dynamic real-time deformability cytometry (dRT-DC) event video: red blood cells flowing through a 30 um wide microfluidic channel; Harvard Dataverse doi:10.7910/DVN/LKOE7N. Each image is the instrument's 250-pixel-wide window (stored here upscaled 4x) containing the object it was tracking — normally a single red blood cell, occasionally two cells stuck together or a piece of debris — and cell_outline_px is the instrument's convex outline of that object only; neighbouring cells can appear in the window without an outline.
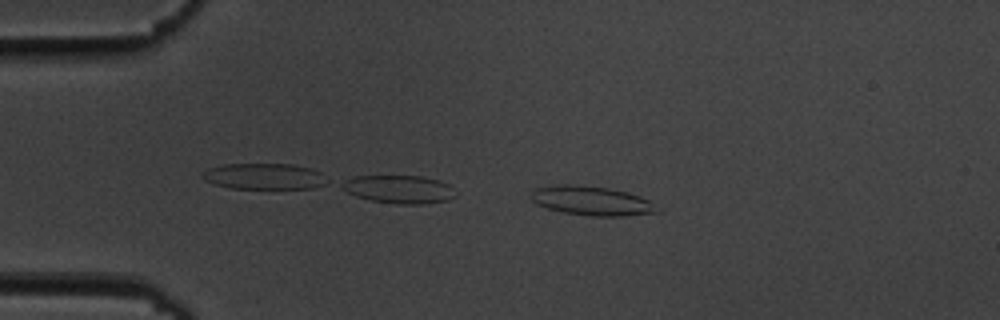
{"species": "common noctule bat (a hibernating species)", "species_latin": "Nyctalus noctula", "temperature_condition": "cold", "stored_images_in_passage": 46, "camera_frame_rate_fps": 3000, "um_per_image_px": 0.085, "animal": {"sex": "male", "body_mass_g": 19.5, "forearm_length_mm": 54.6}, "frame": {"image": 1, "passage_image": 3, "time_ms": 0.667, "image_size_px": [1000, 320], "cell_outline_px": [[660, 212], [620, 216], [592, 216], [564, 212], [548, 208], [536, 204], [532, 200], [532, 192], [536, 188], [560, 184], [568, 184], [608, 188], [628, 192], [640, 196], [648, 200]], "centroid_in_image_um": [50.28, 17.07], "position_along_channel_um": 34.7, "area_um2": 21.1}}
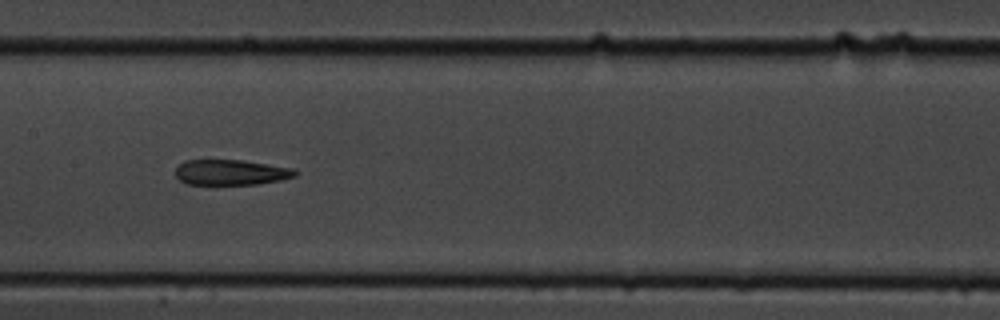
{"frame": {"image": 2, "passage_image": 19, "time_ms": 6.0, "image_size_px": [1000, 320], "cell_outline_px": [[296, 176], [280, 180], [256, 184], [188, 184], [180, 180], [176, 176], [176, 168], [184, 160], [240, 160], [292, 168], [296, 172]], "centroid_in_image_um": [19.6, 14.65], "position_along_channel_um": 187.8, "area_um2": 17.46}}
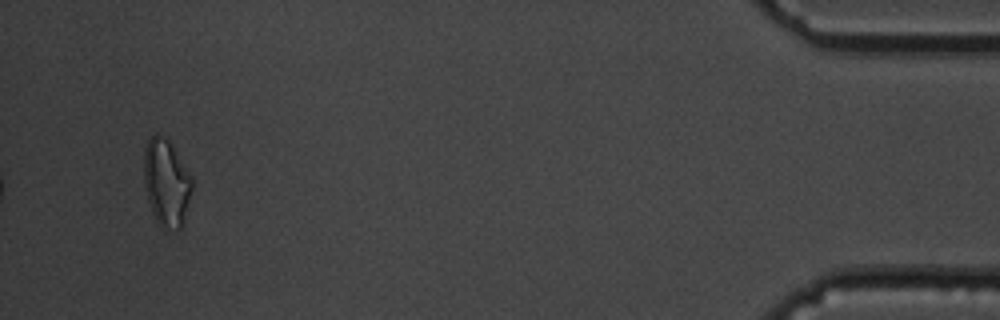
{"frame": {"image": 3, "passage_image": 44, "time_ms": 14.333, "image_size_px": [1000, 320], "cell_outline_px": [[192, 188], [184, 220], [180, 228], [164, 232], [160, 228], [152, 212], [148, 200], [144, 184], [144, 148], [148, 140], [156, 132], [164, 136], [168, 140], [192, 176]], "centroid_in_image_um": [14.13, 15.56], "position_along_channel_um": 421.1, "area_um2": 24.57}, "authors_computed_cell_mechanics": {"area_um2": 19.5942, "velocity_mm_per_s": 3.6751, "shape_relaxation_time_tau1_ms": 9.7899, "shape_relaxation_time_tau2_ms": 6.3097, "deformation_change_tau1": 0.2155, "deformation_change_tau2": 0.1944}}